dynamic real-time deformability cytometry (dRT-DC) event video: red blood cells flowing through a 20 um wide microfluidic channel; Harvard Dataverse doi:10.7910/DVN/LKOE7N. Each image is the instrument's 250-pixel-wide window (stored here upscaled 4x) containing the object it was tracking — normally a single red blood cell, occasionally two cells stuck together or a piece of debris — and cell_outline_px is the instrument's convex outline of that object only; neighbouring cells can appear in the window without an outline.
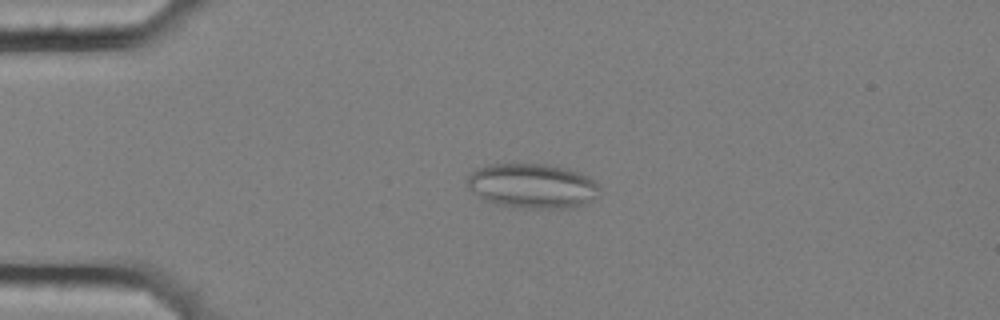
{"species": "common noctule bat (a hibernating species)", "species_latin": "Nyctalus noctula", "temperature_condition": "cold", "stored_images_in_passage": 55, "camera_frame_rate_fps": 3000, "um_per_image_px": 0.085, "animal": {"sex": "female", "body_mass_g": 25.1}, "frame": {"image": 1, "passage_image": 12, "time_ms": 3.667, "image_size_px": [1000, 320], "cell_outline_px": [[600, 196], [588, 204], [572, 208], [524, 208], [496, 204], [472, 192], [468, 188], [468, 176], [476, 168], [488, 164], [544, 164], [568, 168], [580, 172], [596, 180], [600, 184]], "centroid_in_image_um": [45.34, 15.8], "position_along_channel_um": 39.7, "area_um2": 34.97}}
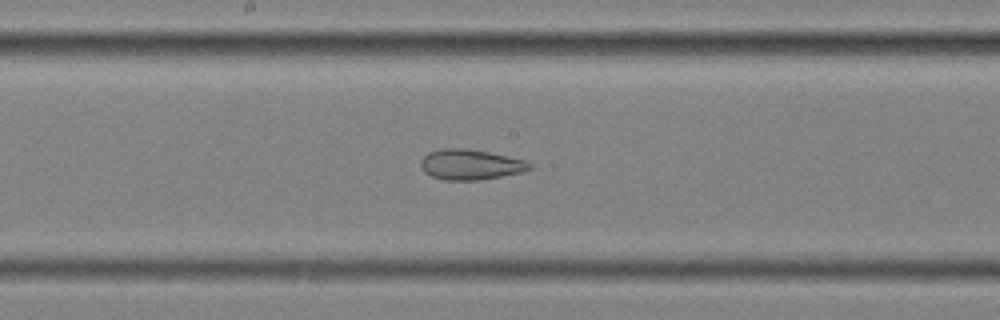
{"frame": {"image": 2, "passage_image": 29, "time_ms": 9.333, "image_size_px": [1000, 320], "cell_outline_px": [[532, 168], [524, 172], [480, 180], [444, 180], [432, 176], [424, 172], [420, 164], [420, 160], [428, 152], [444, 148], [464, 148], [488, 152], [524, 160], [532, 164]], "centroid_in_image_um": [39.98, 13.99], "position_along_channel_um": 208.2, "area_um2": 19.25}}
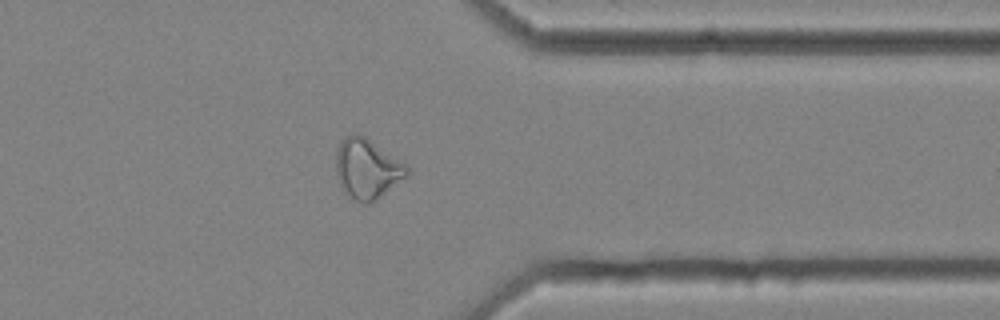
{"frame": {"image": 3, "passage_image": 44, "time_ms": 14.333, "image_size_px": [1000, 320], "cell_outline_px": [[408, 176], [376, 200], [368, 204], [360, 204], [344, 192], [336, 176], [336, 148], [340, 140], [344, 136], [352, 132], [360, 132], [408, 164]], "centroid_in_image_um": [31.2, 14.3], "position_along_channel_um": 380.2, "area_um2": 25.61}, "authors_computed_cell_mechanics": {"area_um2": 25.721, "velocity_mm_per_s": 3.545, "shape_relaxation_time_tau1_ms": null, "shape_relaxation_time_tau2_ms": 2.8509, "deformation_change_tau1": null, "deformation_change_tau2": 0.1117}}